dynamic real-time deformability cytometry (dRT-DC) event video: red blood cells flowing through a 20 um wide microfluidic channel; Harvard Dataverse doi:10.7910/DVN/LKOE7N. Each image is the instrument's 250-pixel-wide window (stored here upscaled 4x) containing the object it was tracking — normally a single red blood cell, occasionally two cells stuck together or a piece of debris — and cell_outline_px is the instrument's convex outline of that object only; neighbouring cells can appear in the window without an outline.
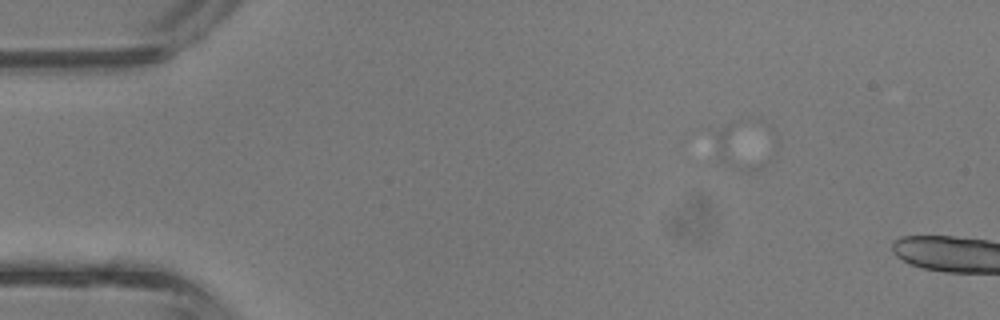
{"species": "common noctule bat (a hibernating species)", "species_latin": "Nyctalus noctula", "temperature_condition": "room temperature", "stored_images_in_passage": 3, "camera_frame_rate_fps": 3000, "um_per_image_px": 0.085, "animal": {"sex": "male", "body_mass_g": 13.3}, "frame": {"image": 1, "passage_image": 2, "time_ms": 0.333, "image_size_px": [1000, 320], "cell_outline_px": [[760, 172], [748, 172], [716, 160], [716, 128], [732, 120], [760, 164]], "centroid_in_image_um": [62.46, 12.67], "position_along_channel_um": 22.5, "area_um2": 10.23}}